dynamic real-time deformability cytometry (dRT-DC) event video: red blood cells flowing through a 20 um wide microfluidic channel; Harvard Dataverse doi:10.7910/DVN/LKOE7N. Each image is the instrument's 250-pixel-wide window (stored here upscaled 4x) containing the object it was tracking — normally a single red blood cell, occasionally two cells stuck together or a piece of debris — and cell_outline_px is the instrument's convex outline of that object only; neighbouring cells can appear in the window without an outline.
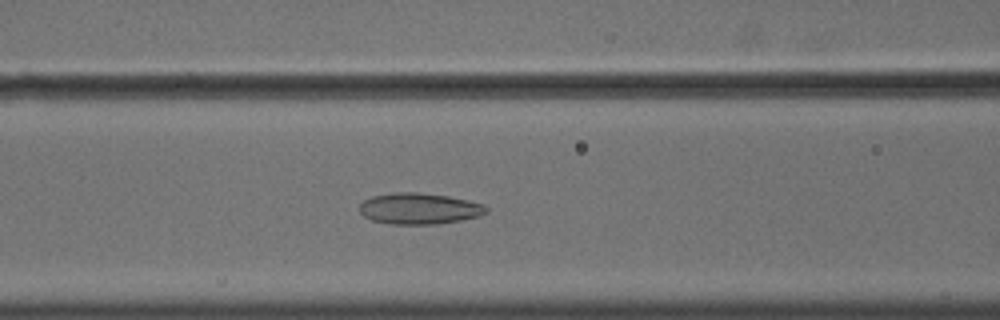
{"species": "common noctule bat (a hibernating species)", "species_latin": "Nyctalus noctula", "temperature_condition": "cold", "stored_images_in_passage": 48, "camera_frame_rate_fps": 3000, "um_per_image_px": 0.085, "animal": {"sex": "male", "body_mass_g": 18.8}, "frame": {"image": 1, "passage_image": 16, "time_ms": 5.0, "image_size_px": [1000, 320], "cell_outline_px": [[488, 212], [480, 216], [460, 220], [436, 224], [392, 224], [372, 220], [364, 216], [360, 212], [360, 204], [364, 200], [372, 196], [392, 192], [420, 192], [448, 196], [468, 200], [484, 204], [488, 208]], "centroid_in_image_um": [35.65, 17.72], "position_along_channel_um": 131.0, "area_um2": 23.12}}
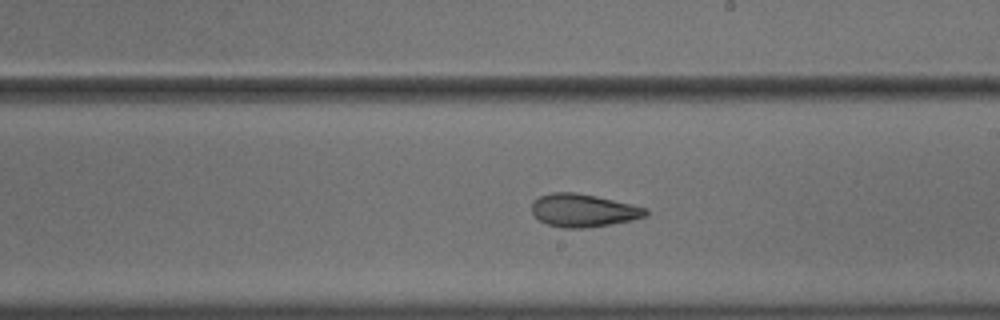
{"frame": {"image": 2, "passage_image": 25, "time_ms": 8.0, "image_size_px": [1000, 320], "cell_outline_px": [[648, 216], [632, 220], [612, 224], [580, 228], [564, 228], [548, 224], [540, 220], [532, 212], [532, 200], [540, 196], [552, 192], [576, 192], [596, 196], [632, 204], [648, 208]], "centroid_in_image_um": [49.6, 17.87], "position_along_channel_um": 239.4, "area_um2": 21.91}}
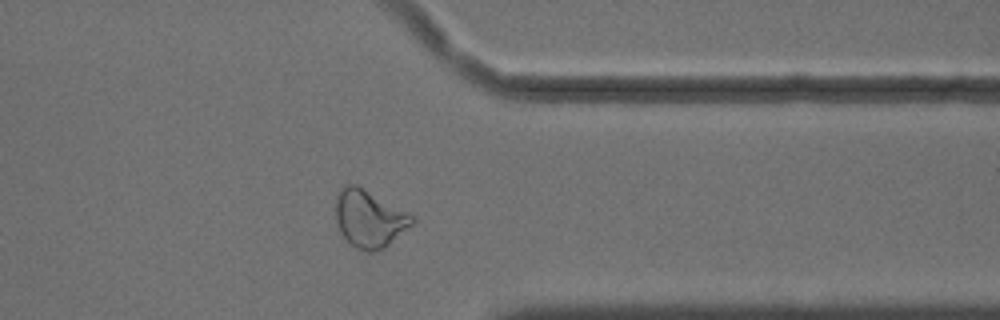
{"frame": {"image": 3, "passage_image": 37, "time_ms": 12.0, "image_size_px": [1000, 320], "cell_outline_px": [[416, 220], [412, 224], [384, 248], [372, 252], [368, 252], [356, 248], [340, 232], [336, 220], [336, 196], [344, 184], [356, 184], [412, 216]], "centroid_in_image_um": [31.35, 18.59], "position_along_channel_um": 380.1, "area_um2": 24.91}, "authors_computed_cell_mechanics": {"area_um2": 24.9118, "velocity_mm_per_s": 3.613, "shape_relaxation_time_tau1_ms": null, "shape_relaxation_time_tau2_ms": 2.0971, "deformation_change_tau1": null, "deformation_change_tau2": 0.093}}